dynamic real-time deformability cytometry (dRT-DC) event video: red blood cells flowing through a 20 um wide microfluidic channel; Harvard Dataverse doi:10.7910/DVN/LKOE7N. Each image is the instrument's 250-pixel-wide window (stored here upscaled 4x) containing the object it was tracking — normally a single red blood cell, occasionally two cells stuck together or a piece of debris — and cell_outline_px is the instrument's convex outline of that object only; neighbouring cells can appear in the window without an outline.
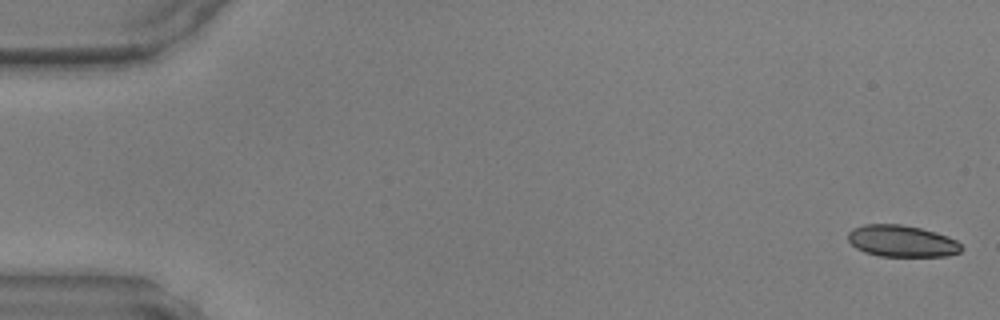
{"species": "common noctule bat (a hibernating species)", "species_latin": "Nyctalus noctula", "temperature_condition": "warm", "stored_images_in_passage": 42, "camera_frame_rate_fps": 3000, "um_per_image_px": 0.085, "animal": {"sex": "male", "body_mass_g": 17.9, "forearm_length_mm": 54.2}, "frame": {"image": 1, "passage_image": 1, "time_ms": 0.0, "image_size_px": [1000, 320], "cell_outline_px": [[964, 248], [960, 252], [948, 256], [880, 256], [864, 252], [856, 248], [848, 240], [848, 232], [852, 228], [864, 224], [900, 224], [920, 228], [936, 232], [948, 236], [956, 240]], "centroid_in_image_um": [76.66, 20.49], "position_along_channel_um": 8.3, "area_um2": 21.04}}
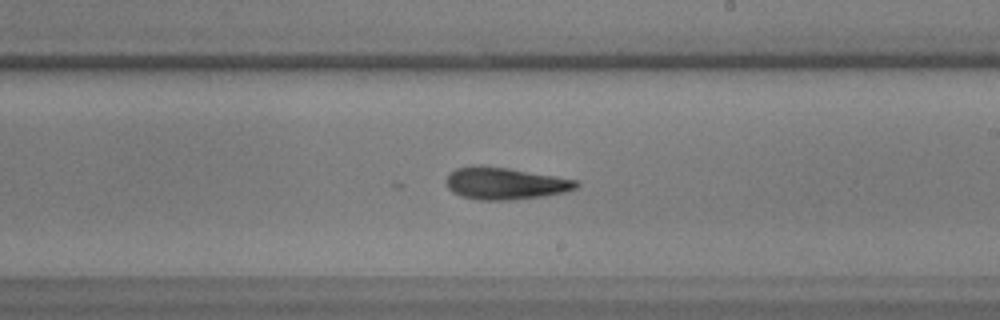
{"frame": {"image": 2, "passage_image": 28, "time_ms": 9.0, "image_size_px": [1000, 320], "cell_outline_px": [[580, 184], [576, 188], [564, 192], [544, 196], [508, 200], [480, 200], [460, 196], [452, 192], [448, 188], [444, 180], [448, 172], [456, 168], [508, 168], [556, 176], [576, 180]], "centroid_in_image_um": [42.93, 15.62], "position_along_channel_um": 246.1, "area_um2": 23.81}}
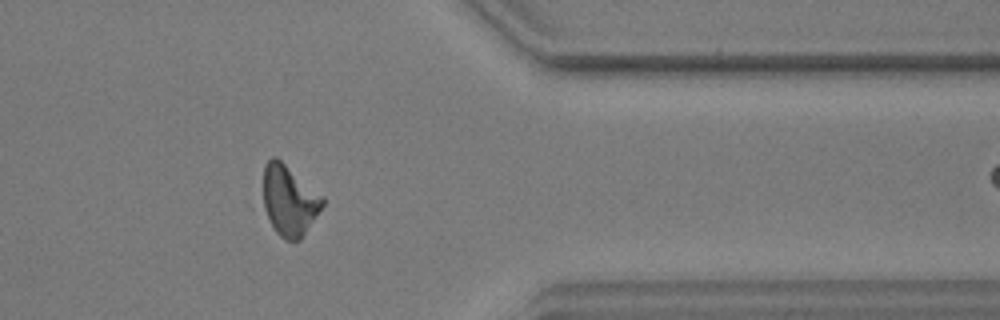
{"frame": {"image": 3, "passage_image": 39, "time_ms": 12.667, "image_size_px": [1000, 320], "cell_outline_px": [[324, 204], [300, 240], [288, 240], [280, 236], [276, 232], [256, 204], [264, 164], [272, 156], [276, 156], [324, 196]], "centroid_in_image_um": [24.44, 17.0], "position_along_channel_um": 387.0, "area_um2": 25.89}}